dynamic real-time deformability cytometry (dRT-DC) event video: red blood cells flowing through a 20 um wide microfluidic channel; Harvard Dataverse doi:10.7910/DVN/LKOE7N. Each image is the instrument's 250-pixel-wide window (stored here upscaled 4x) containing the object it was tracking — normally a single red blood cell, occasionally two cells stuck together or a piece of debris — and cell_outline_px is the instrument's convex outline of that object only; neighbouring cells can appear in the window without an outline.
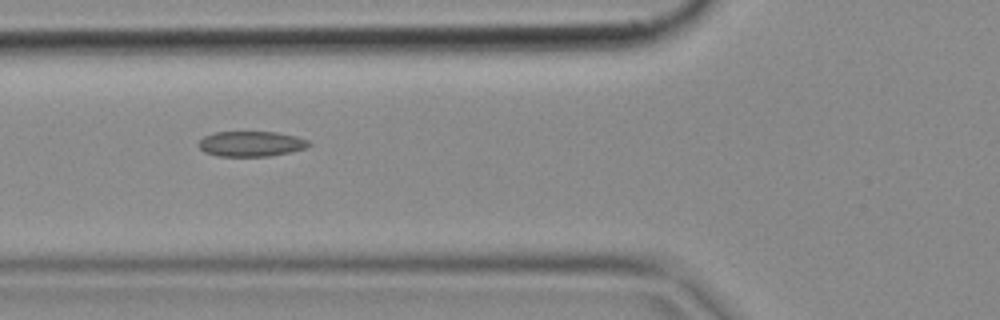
{"species": "common noctule bat (a hibernating species)", "species_latin": "Nyctalus noctula", "temperature_condition": "cold", "stored_images_in_passage": 5, "camera_frame_rate_fps": 3000, "um_per_image_px": 0.085, "animal": {"sex": "female", "body_mass_g": 18.4}, "frame": {"image": 1, "passage_image": 3, "time_ms": 0.667, "image_size_px": [1000, 320], "cell_outline_px": [[312, 144], [308, 148], [292, 152], [268, 156], [220, 156], [204, 152], [200, 148], [200, 140], [204, 136], [216, 132], [276, 132], [296, 136], [308, 140]], "centroid_in_image_um": [21.4, 12.23], "position_along_channel_um": 104.4, "area_um2": 16.24}}
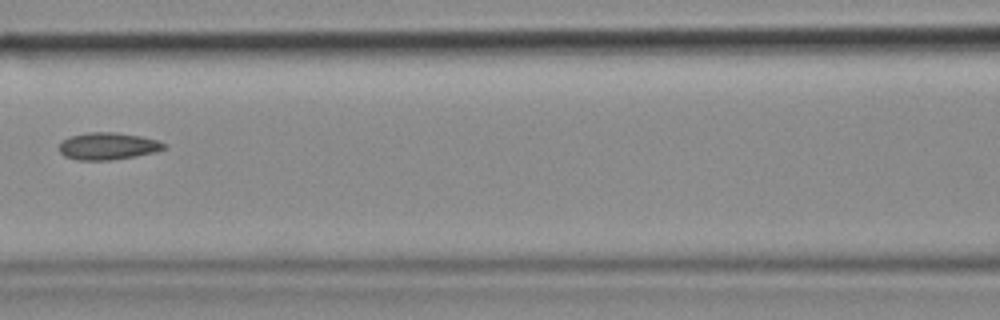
{"frame": {"image": 2, "passage_image": 4, "time_ms": 1.0, "image_size_px": [1000, 320], "cell_outline_px": [[168, 144], [164, 148], [156, 152], [136, 156], [112, 160], [76, 160], [64, 156], [60, 152], [60, 144], [64, 140], [72, 136], [88, 132], [116, 132], [140, 136], [156, 140]], "centroid_in_image_um": [9.19, 12.43], "position_along_channel_um": 157.4, "area_um2": 16.53}}